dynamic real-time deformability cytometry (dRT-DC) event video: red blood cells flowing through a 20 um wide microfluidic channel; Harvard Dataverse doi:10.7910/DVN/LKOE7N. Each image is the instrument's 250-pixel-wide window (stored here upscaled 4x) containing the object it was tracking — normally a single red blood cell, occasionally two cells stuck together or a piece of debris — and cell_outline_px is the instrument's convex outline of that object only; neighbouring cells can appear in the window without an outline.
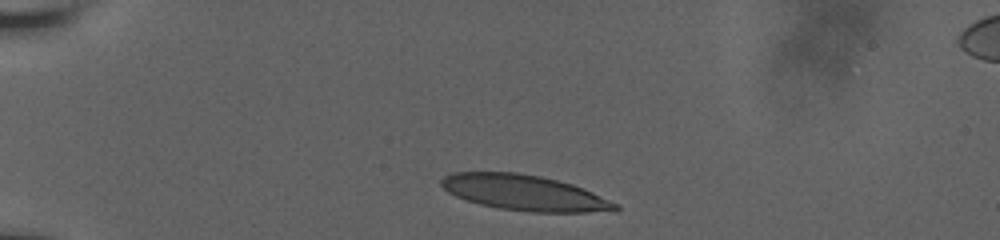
{"species": "human", "species_latin": "Homo sapiens", "temperature_condition": "room temperature", "stored_images_in_passage": 37, "camera_frame_rate_fps": 3000, "um_per_image_px": 0.085, "donor": {"sex": "male"}, "frame": {"image": 1, "passage_image": 1, "time_ms": 0.0, "image_size_px": [1000, 240], "cell_outline_px": [[620, 208], [616, 212], [532, 212], [496, 208], [480, 204], [456, 196], [448, 192], [440, 184], [440, 180], [444, 176], [452, 172], [516, 172], [540, 176], [572, 184], [592, 192], [620, 204]], "centroid_in_image_um": [44.61, 16.39], "position_along_channel_um": 40.4, "area_um2": 36.18}}
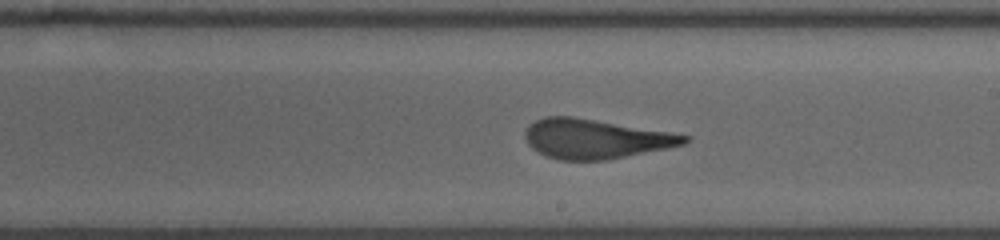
{"frame": {"image": 2, "passage_image": 21, "time_ms": 6.667, "image_size_px": [1000, 240], "cell_outline_px": [[688, 140], [684, 144], [668, 148], [608, 160], [560, 160], [548, 156], [532, 148], [528, 144], [524, 136], [524, 132], [528, 124], [544, 116], [572, 116], [668, 132], [688, 136]], "centroid_in_image_um": [50.55, 11.8], "position_along_channel_um": 238.4, "area_um2": 36.36}}
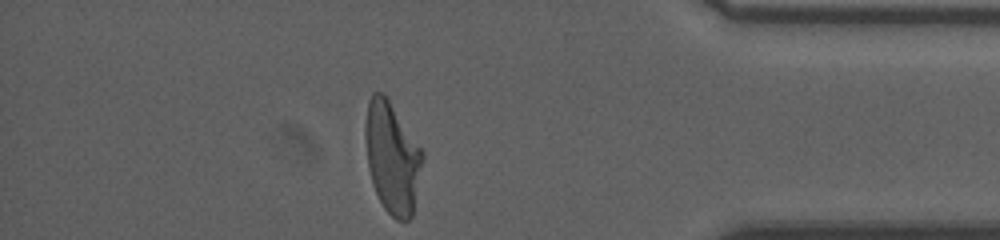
{"frame": {"image": 3, "passage_image": 36, "time_ms": 11.667, "image_size_px": [1000, 240], "cell_outline_px": [[424, 160], [412, 216], [408, 220], [396, 220], [384, 208], [372, 184], [368, 168], [364, 136], [364, 128], [368, 100], [372, 92], [384, 92], [424, 152]], "centroid_in_image_um": [33.33, 13.37], "position_along_channel_um": 401.9, "area_um2": 37.4}, "authors_computed_cell_mechanics": {"area_um2": 37.0498, "velocity_mm_per_s": 3.8122, "shape_relaxation_time_tau1_ms": 5.2063, "shape_relaxation_time_tau2_ms": 0.9239, "deformation_change_tau1": 0.2173, "deformation_change_tau2": 0.1082}}